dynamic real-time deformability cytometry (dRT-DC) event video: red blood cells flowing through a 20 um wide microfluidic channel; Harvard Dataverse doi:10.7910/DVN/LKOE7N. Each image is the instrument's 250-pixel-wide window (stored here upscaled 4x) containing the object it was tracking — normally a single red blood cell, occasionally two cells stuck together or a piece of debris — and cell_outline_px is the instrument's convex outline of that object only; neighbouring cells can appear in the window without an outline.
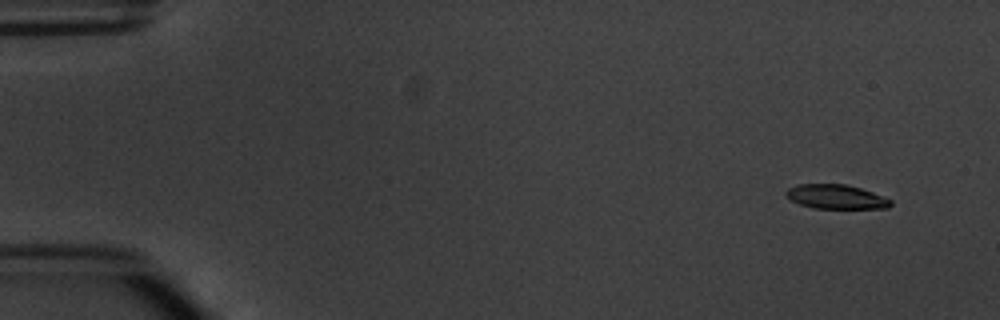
{"species": "common noctule bat (a hibernating species)", "species_latin": "Nyctalus noctula", "temperature_condition": "warm", "stored_images_in_passage": 6, "camera_frame_rate_fps": 3000, "um_per_image_px": 0.085, "animal": {"sex": "male", "body_mass_g": 20.1, "forearm_length_mm": 53.5}, "frame": {"image": 1, "passage_image": 1, "time_ms": 0.0, "image_size_px": [1000, 320], "cell_outline_px": [[892, 204], [888, 208], [812, 208], [800, 204], [792, 200], [784, 192], [788, 188], [796, 184], [844, 184], [860, 188], [884, 196], [892, 200]], "centroid_in_image_um": [71.07, 16.72], "position_along_channel_um": 13.9, "area_um2": 14.74}}
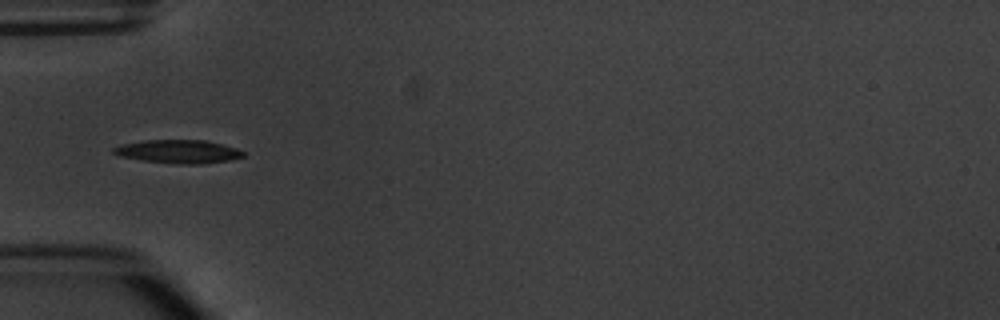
{"frame": {"image": 2, "passage_image": 5, "time_ms": 4.667, "image_size_px": [1000, 320], "cell_outline_px": [[244, 156], [228, 160], [200, 164], [176, 164], [144, 160], [120, 156], [112, 152], [112, 148], [124, 144], [144, 140], [204, 140], [236, 148], [244, 152]], "centroid_in_image_um": [15.15, 12.88], "position_along_channel_um": 69.8, "area_um2": 17.4}}